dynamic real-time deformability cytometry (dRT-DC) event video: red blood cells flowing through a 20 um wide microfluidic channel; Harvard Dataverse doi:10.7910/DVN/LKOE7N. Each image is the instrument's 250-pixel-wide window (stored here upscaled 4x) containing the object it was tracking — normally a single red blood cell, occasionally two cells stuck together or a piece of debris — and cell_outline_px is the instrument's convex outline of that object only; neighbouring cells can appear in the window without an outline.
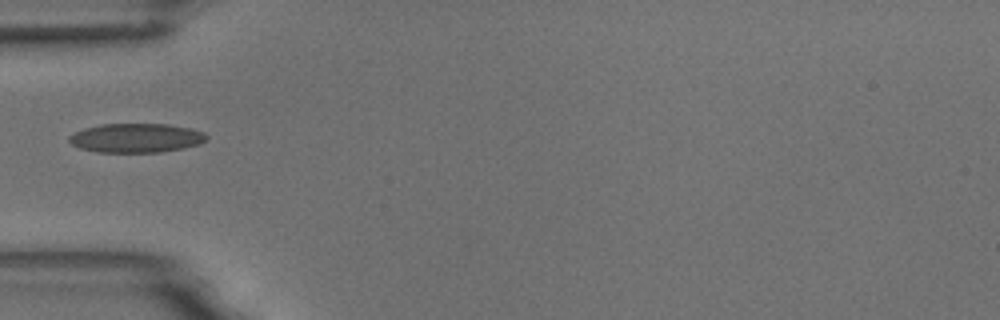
{"species": "common noctule bat (a hibernating species)", "species_latin": "Nyctalus noctula", "temperature_condition": "room temperature", "stored_images_in_passage": 7, "camera_frame_rate_fps": 3000, "um_per_image_px": 0.085, "animal": {"sex": "male", "body_mass_g": 18.8}, "frame": {"image": 1, "passage_image": 1, "time_ms": 0.0, "image_size_px": [1000, 320], "cell_outline_px": [[208, 136], [200, 144], [184, 148], [160, 152], [100, 152], [80, 148], [72, 144], [68, 140], [68, 136], [84, 128], [100, 124], [168, 124], [188, 128], [204, 132]], "centroid_in_image_um": [11.57, 11.72], "position_along_channel_um": 73.4, "area_um2": 23.24}}
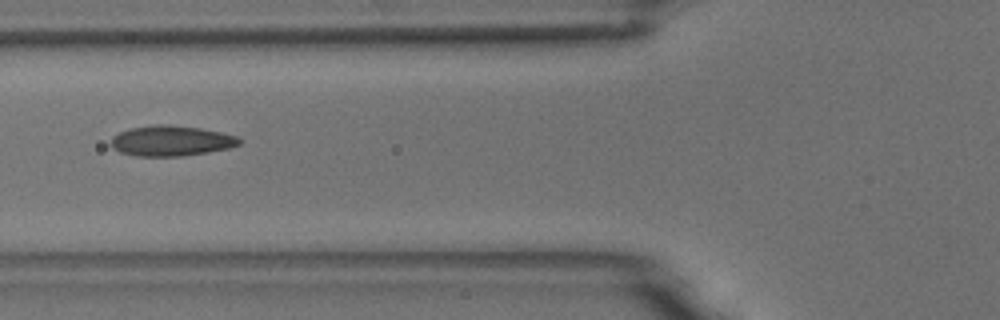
{"frame": {"image": 2, "passage_image": 2, "time_ms": 1.0, "image_size_px": [1000, 320], "cell_outline_px": [[240, 144], [232, 148], [184, 156], [136, 156], [120, 152], [112, 148], [108, 144], [112, 136], [120, 132], [132, 128], [156, 124], [168, 124], [200, 128], [220, 132], [236, 136], [240, 140]], "centroid_in_image_um": [14.52, 11.97], "position_along_channel_um": 111.3, "area_um2": 22.89}}
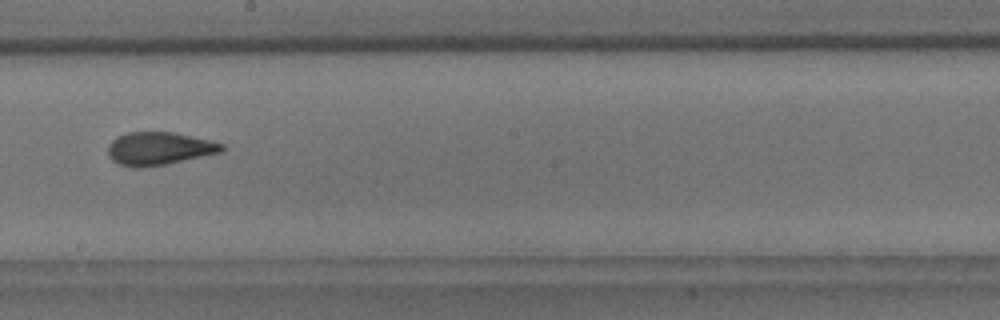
{"frame": {"image": 3, "passage_image": 5, "time_ms": 4.333, "image_size_px": [1000, 320], "cell_outline_px": [[224, 148], [220, 152], [164, 164], [140, 168], [136, 168], [120, 164], [112, 160], [108, 156], [108, 144], [116, 136], [128, 132], [172, 132], [208, 140], [224, 144]], "centroid_in_image_um": [13.45, 12.62], "position_along_channel_um": 234.7, "area_um2": 21.56}}